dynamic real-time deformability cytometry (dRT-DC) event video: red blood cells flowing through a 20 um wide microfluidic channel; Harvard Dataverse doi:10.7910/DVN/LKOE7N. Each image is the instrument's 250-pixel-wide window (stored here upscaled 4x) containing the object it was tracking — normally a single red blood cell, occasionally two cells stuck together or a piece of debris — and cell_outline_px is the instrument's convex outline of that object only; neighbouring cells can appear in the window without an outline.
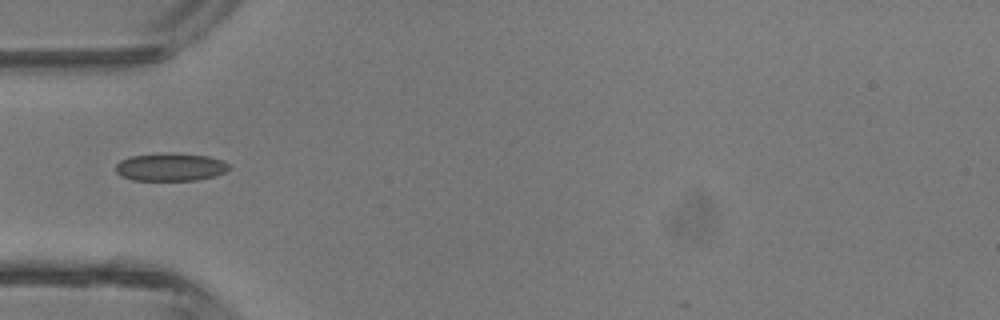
{"species": "common noctule bat (a hibernating species)", "species_latin": "Nyctalus noctula", "temperature_condition": "room temperature", "stored_images_in_passage": 2, "camera_frame_rate_fps": 3000, "um_per_image_px": 0.085, "animal": {"sex": "male", "body_mass_g": 13.3}, "frame": {"image": 1, "passage_image": 2, "time_ms": 1.0, "image_size_px": [1000, 320], "cell_outline_px": [[232, 168], [216, 176], [196, 180], [132, 180], [120, 176], [116, 172], [116, 164], [120, 160], [132, 156], [164, 152], [176, 152], [208, 156], [232, 164]], "centroid_in_image_um": [14.52, 14.19], "position_along_channel_um": 70.5, "area_um2": 18.79}}